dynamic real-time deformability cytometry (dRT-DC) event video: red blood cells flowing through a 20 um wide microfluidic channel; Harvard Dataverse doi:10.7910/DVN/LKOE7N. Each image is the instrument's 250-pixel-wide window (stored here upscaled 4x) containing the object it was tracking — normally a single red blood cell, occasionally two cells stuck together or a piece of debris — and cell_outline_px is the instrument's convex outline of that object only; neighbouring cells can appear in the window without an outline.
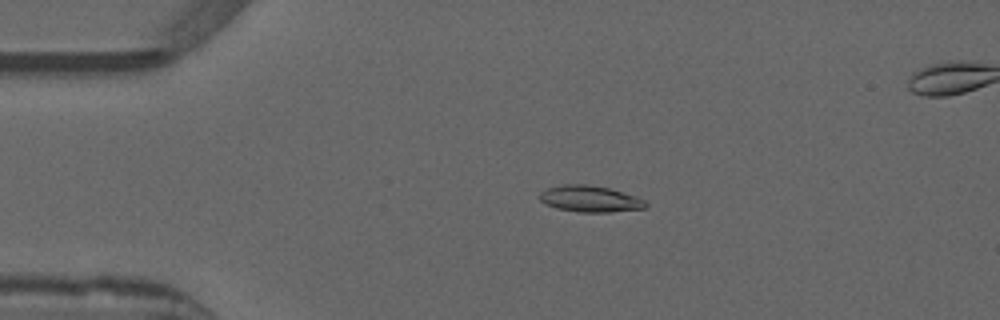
{"species": "common noctule bat (a hibernating species)", "species_latin": "Nyctalus noctula", "temperature_condition": "warm", "stored_images_in_passage": 53, "camera_frame_rate_fps": 3000, "um_per_image_px": 0.085, "animal": {"sex": "male", "forearm_length_mm": 52.5}, "frame": {"image": 1, "passage_image": 11, "time_ms": 3.333, "image_size_px": [1000, 320], "cell_outline_px": [[648, 204], [644, 208], [608, 212], [580, 212], [556, 208], [544, 204], [540, 200], [540, 192], [548, 188], [560, 184], [588, 184], [608, 188], [636, 196], [644, 200]], "centroid_in_image_um": [50.12, 16.89], "position_along_channel_um": 34.9, "area_um2": 16.24}}
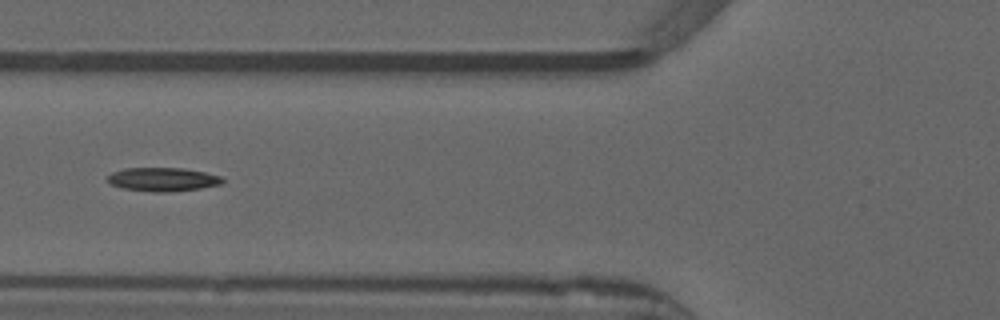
{"frame": {"image": 2, "passage_image": 20, "time_ms": 6.333, "image_size_px": [1000, 320], "cell_outline_px": [[224, 180], [220, 184], [200, 188], [164, 192], [152, 192], [124, 188], [112, 184], [108, 180], [108, 176], [112, 172], [124, 168], [184, 168], [204, 172], [220, 176]], "centroid_in_image_um": [13.83, 15.24], "position_along_channel_um": 112.0, "area_um2": 15.61}}
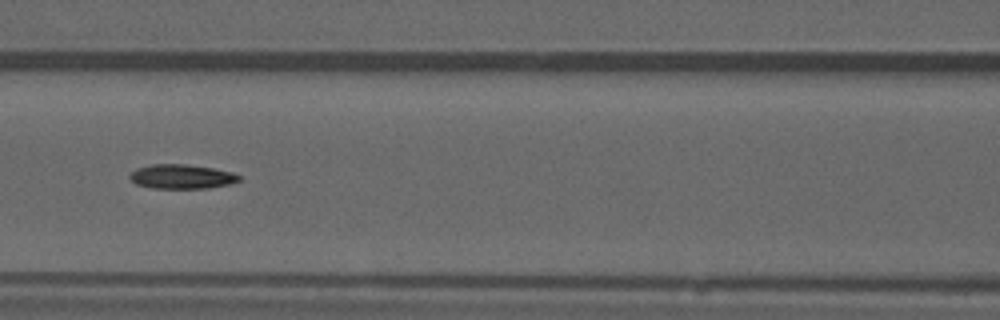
{"frame": {"image": 3, "passage_image": 23, "time_ms": 7.333, "image_size_px": [1000, 320], "cell_outline_px": [[240, 180], [232, 184], [208, 188], [152, 188], [136, 184], [128, 176], [136, 168], [152, 164], [184, 164], [212, 168], [232, 172], [240, 176]], "centroid_in_image_um": [15.45, 15.01], "position_along_channel_um": 151.2, "area_um2": 15.49}, "authors_computed_cell_mechanics": {"area_um2": 15.5482, "velocity_mm_per_s": 3.8896, "shape_relaxation_time_tau1_ms": null, "shape_relaxation_time_tau2_ms": 8.8025, "deformation_change_tau1": null, "deformation_change_tau2": 0.1988}}